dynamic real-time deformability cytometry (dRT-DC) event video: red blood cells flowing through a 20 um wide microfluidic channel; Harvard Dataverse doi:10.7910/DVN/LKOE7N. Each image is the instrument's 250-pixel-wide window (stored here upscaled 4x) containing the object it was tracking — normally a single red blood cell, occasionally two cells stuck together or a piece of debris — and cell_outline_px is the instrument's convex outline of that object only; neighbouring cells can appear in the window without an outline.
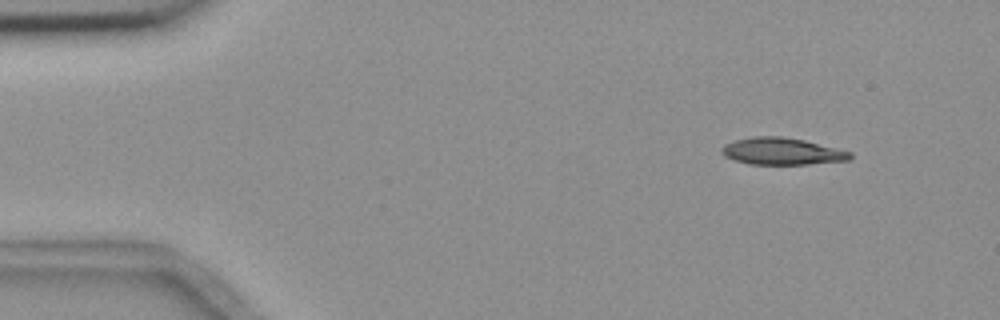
{"species": "common noctule bat (a hibernating species)", "species_latin": "Nyctalus noctula", "temperature_condition": "room temperature", "stored_images_in_passage": 4, "camera_frame_rate_fps": 3000, "um_per_image_px": 0.085, "animal": {"sex": "female", "body_mass_g": 18.4}, "frame": {"image": 1, "passage_image": 2, "time_ms": 1.0, "image_size_px": [1000, 320], "cell_outline_px": [[852, 156], [848, 160], [808, 164], [748, 164], [724, 156], [720, 152], [720, 148], [724, 144], [736, 140], [752, 136], [784, 136], [804, 140], [852, 152]], "centroid_in_image_um": [66.43, 12.85], "position_along_channel_um": 18.6, "area_um2": 20.17}}